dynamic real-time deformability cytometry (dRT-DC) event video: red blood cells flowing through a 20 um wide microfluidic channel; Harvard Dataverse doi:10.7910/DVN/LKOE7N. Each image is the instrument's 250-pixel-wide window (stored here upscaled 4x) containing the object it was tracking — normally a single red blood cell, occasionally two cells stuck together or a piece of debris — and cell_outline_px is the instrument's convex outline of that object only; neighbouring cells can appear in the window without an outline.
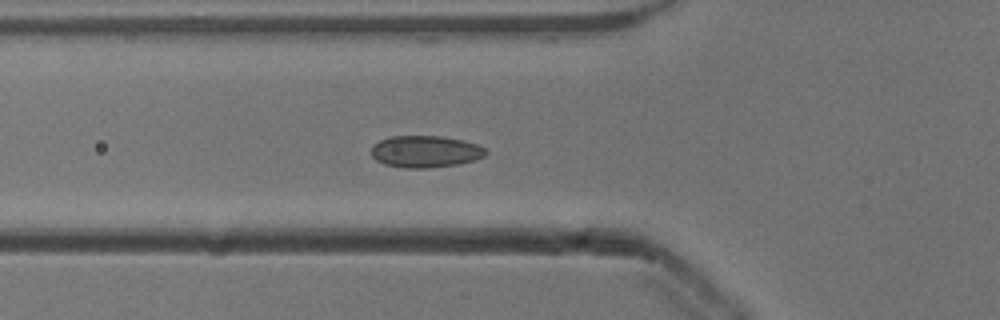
{"species": "common noctule bat (a hibernating species)", "species_latin": "Nyctalus noctula", "temperature_condition": "cold", "stored_images_in_passage": 37, "camera_frame_rate_fps": 3000, "um_per_image_px": 0.085, "animal": {"sex": "male", "body_mass_g": 13.3}, "frame": {"image": 1, "passage_image": 2, "time_ms": 0.333, "image_size_px": [1000, 320], "cell_outline_px": [[488, 152], [484, 156], [476, 160], [456, 164], [428, 168], [404, 168], [384, 164], [376, 160], [372, 156], [372, 144], [380, 140], [392, 136], [440, 136], [464, 140], [488, 148]], "centroid_in_image_um": [36.18, 12.88], "position_along_channel_um": 89.6, "area_um2": 21.39}}
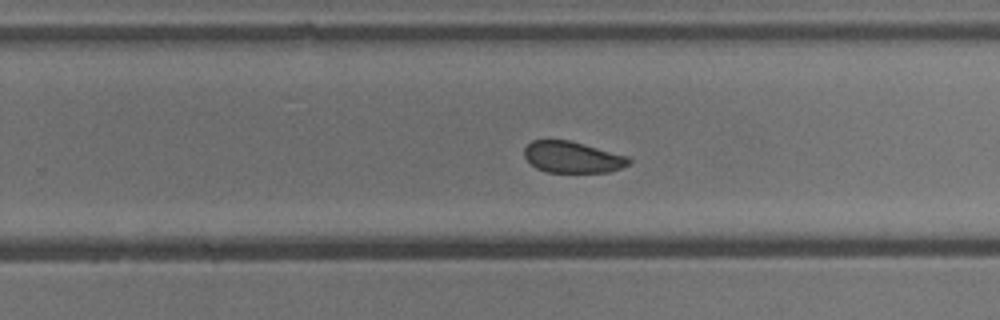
{"frame": {"image": 2, "passage_image": 17, "time_ms": 5.333, "image_size_px": [1000, 320], "cell_outline_px": [[632, 160], [628, 164], [620, 168], [608, 172], [548, 172], [536, 168], [524, 156], [524, 148], [532, 140], [568, 140], [584, 144], [628, 156]], "centroid_in_image_um": [48.65, 13.36], "position_along_channel_um": 281.1, "area_um2": 18.96}}
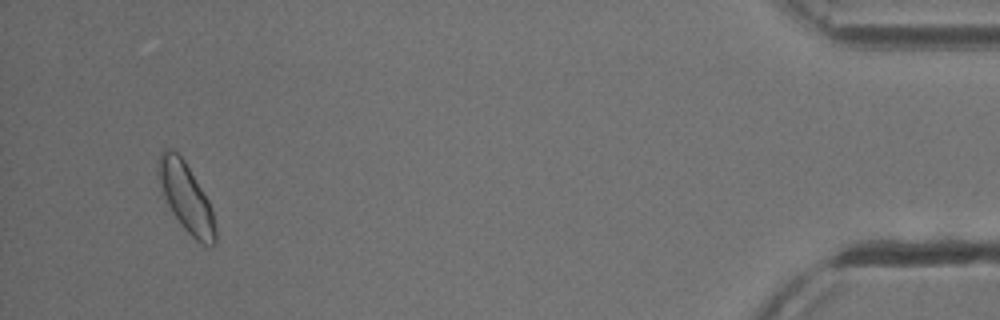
{"frame": {"image": 3, "passage_image": 34, "time_ms": 11.0, "image_size_px": [1000, 320], "cell_outline_px": [[216, 244], [204, 244], [196, 240], [184, 228], [172, 212], [168, 204], [156, 176], [156, 168], [160, 152], [164, 148], [168, 148], [176, 152], [184, 160], [208, 200], [212, 208], [216, 228]], "centroid_in_image_um": [15.79, 16.75], "position_along_channel_um": 419.4, "area_um2": 22.66}}